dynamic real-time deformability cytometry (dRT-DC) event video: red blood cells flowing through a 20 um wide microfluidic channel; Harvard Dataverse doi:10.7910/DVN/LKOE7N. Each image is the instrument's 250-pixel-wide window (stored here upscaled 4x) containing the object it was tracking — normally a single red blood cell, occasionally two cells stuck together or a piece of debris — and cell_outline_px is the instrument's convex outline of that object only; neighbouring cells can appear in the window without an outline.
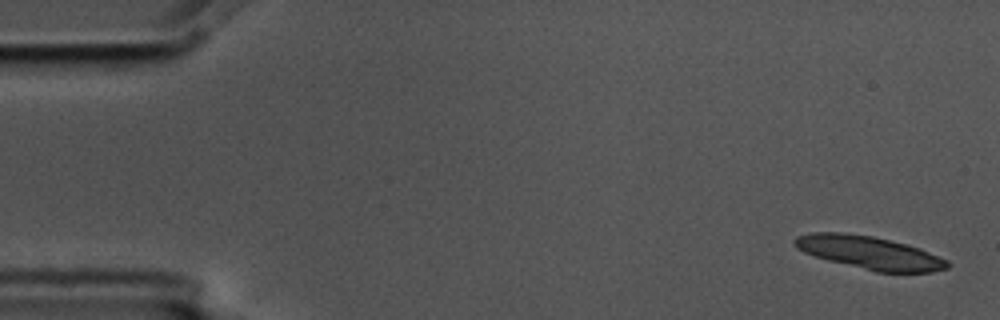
{"species": "common noctule bat (a hibernating species)", "species_latin": "Nyctalus noctula", "temperature_condition": "cold", "stored_images_in_passage": 6, "camera_frame_rate_fps": 3000, "um_per_image_px": 0.085, "animal": {"sex": "male", "body_mass_g": 17.5, "forearm_length_mm": 52.3}, "frame": {"image": 1, "passage_image": 1, "time_ms": 0.0, "image_size_px": [1000, 320], "cell_outline_px": [[952, 264], [948, 268], [932, 272], [876, 272], [828, 260], [804, 252], [796, 248], [792, 244], [792, 240], [796, 236], [812, 232], [844, 232], [872, 236], [908, 244], [920, 248], [948, 260]], "centroid_in_image_um": [73.91, 21.47], "position_along_channel_um": 11.1, "area_um2": 29.54}}
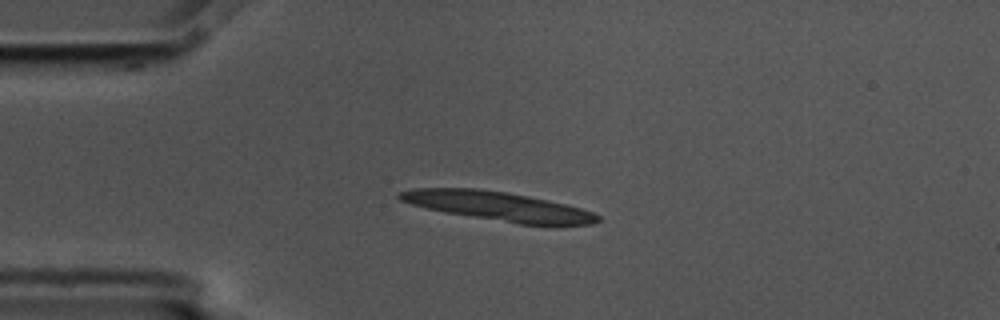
{"frame": {"image": 2, "passage_image": 4, "time_ms": 1.0, "image_size_px": [1000, 320], "cell_outline_px": [[600, 220], [592, 224], [520, 224], [448, 212], [428, 208], [412, 204], [400, 200], [396, 196], [400, 192], [416, 188], [480, 188], [508, 192], [548, 200], [580, 208], [592, 212], [600, 216]], "centroid_in_image_um": [42.34, 17.51], "position_along_channel_um": 42.7, "area_um2": 32.83}}